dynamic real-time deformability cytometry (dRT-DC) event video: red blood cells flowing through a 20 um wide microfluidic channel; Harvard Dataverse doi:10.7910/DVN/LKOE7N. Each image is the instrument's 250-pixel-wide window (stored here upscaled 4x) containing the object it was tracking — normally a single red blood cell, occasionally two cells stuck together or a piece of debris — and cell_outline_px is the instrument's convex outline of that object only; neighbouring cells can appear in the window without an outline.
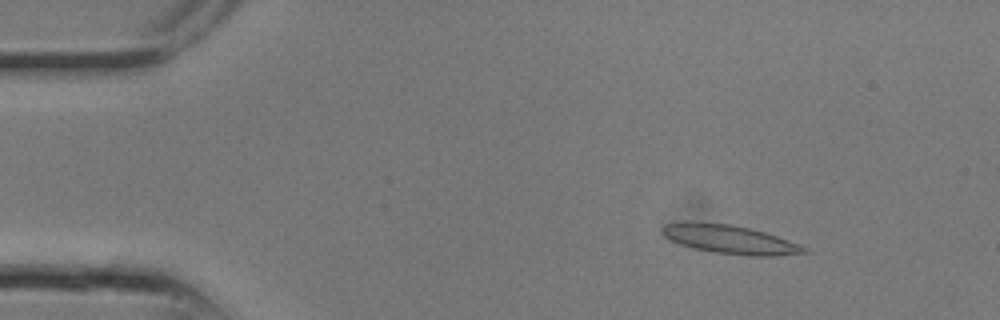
{"species": "common noctule bat (a hibernating species)", "species_latin": "Nyctalus noctula", "temperature_condition": "room temperature", "stored_images_in_passage": 10, "camera_frame_rate_fps": 3000, "um_per_image_px": 0.085, "animal": {"sex": "male", "body_mass_g": 13.3}, "frame": {"image": 1, "passage_image": 2, "time_ms": 0.333, "image_size_px": [1000, 320], "cell_outline_px": [[808, 252], [772, 256], [752, 256], [716, 252], [696, 248], [680, 244], [664, 236], [664, 224], [684, 220], [728, 224], [748, 228], [764, 232], [800, 244], [808, 248]], "centroid_in_image_um": [62.04, 20.33], "position_along_channel_um": 23.0, "area_um2": 23.41}}
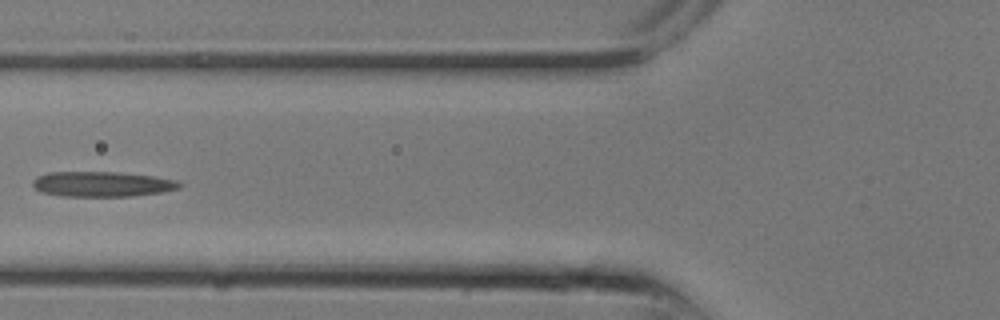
{"frame": {"image": 2, "passage_image": 8, "time_ms": 2.333, "image_size_px": [1000, 320], "cell_outline_px": [[184, 184], [180, 188], [160, 192], [132, 196], [64, 196], [40, 192], [32, 184], [32, 180], [36, 176], [48, 172], [116, 172], [152, 176], [180, 180]], "centroid_in_image_um": [8.69, 15.64], "position_along_channel_um": 117.1, "area_um2": 21.62}}
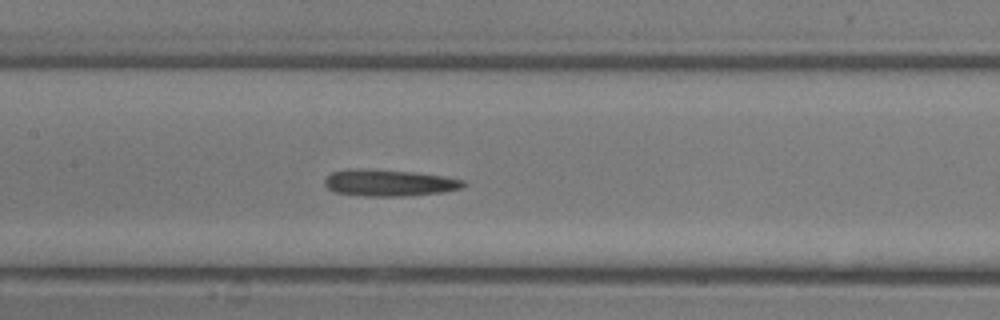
{"frame": {"image": 3, "passage_image": 10, "time_ms": 3.0, "image_size_px": [1000, 320], "cell_outline_px": [[464, 184], [460, 188], [444, 192], [408, 196], [364, 196], [332, 192], [324, 184], [324, 180], [332, 172], [348, 168], [360, 168], [412, 172], [440, 176], [464, 180]], "centroid_in_image_um": [33.0, 15.54], "position_along_channel_um": 174.4, "area_um2": 21.5}}